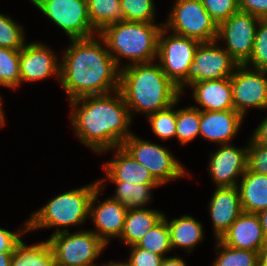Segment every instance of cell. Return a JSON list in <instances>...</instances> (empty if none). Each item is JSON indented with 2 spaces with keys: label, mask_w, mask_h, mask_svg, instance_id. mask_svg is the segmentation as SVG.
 I'll return each instance as SVG.
<instances>
[{
  "label": "cell",
  "mask_w": 267,
  "mask_h": 266,
  "mask_svg": "<svg viewBox=\"0 0 267 266\" xmlns=\"http://www.w3.org/2000/svg\"><path fill=\"white\" fill-rule=\"evenodd\" d=\"M92 27L99 33L106 26L123 21L120 0H87Z\"/></svg>",
  "instance_id": "obj_27"
},
{
  "label": "cell",
  "mask_w": 267,
  "mask_h": 266,
  "mask_svg": "<svg viewBox=\"0 0 267 266\" xmlns=\"http://www.w3.org/2000/svg\"><path fill=\"white\" fill-rule=\"evenodd\" d=\"M114 184L115 191L110 197L130 209L147 208L152 201L153 189L162 187L160 184H139L127 181H109Z\"/></svg>",
  "instance_id": "obj_25"
},
{
  "label": "cell",
  "mask_w": 267,
  "mask_h": 266,
  "mask_svg": "<svg viewBox=\"0 0 267 266\" xmlns=\"http://www.w3.org/2000/svg\"><path fill=\"white\" fill-rule=\"evenodd\" d=\"M52 266H61V265H58V264H56V263L54 262V264H53Z\"/></svg>",
  "instance_id": "obj_48"
},
{
  "label": "cell",
  "mask_w": 267,
  "mask_h": 266,
  "mask_svg": "<svg viewBox=\"0 0 267 266\" xmlns=\"http://www.w3.org/2000/svg\"><path fill=\"white\" fill-rule=\"evenodd\" d=\"M135 160L146 167L153 178L164 186L168 182L176 181L192 174L171 150L166 146L151 140L141 139L134 132L121 145Z\"/></svg>",
  "instance_id": "obj_6"
},
{
  "label": "cell",
  "mask_w": 267,
  "mask_h": 266,
  "mask_svg": "<svg viewBox=\"0 0 267 266\" xmlns=\"http://www.w3.org/2000/svg\"><path fill=\"white\" fill-rule=\"evenodd\" d=\"M201 2L217 25L239 10L238 0H201Z\"/></svg>",
  "instance_id": "obj_36"
},
{
  "label": "cell",
  "mask_w": 267,
  "mask_h": 266,
  "mask_svg": "<svg viewBox=\"0 0 267 266\" xmlns=\"http://www.w3.org/2000/svg\"><path fill=\"white\" fill-rule=\"evenodd\" d=\"M43 42L25 43L20 50V86L55 77L60 83L61 59Z\"/></svg>",
  "instance_id": "obj_14"
},
{
  "label": "cell",
  "mask_w": 267,
  "mask_h": 266,
  "mask_svg": "<svg viewBox=\"0 0 267 266\" xmlns=\"http://www.w3.org/2000/svg\"><path fill=\"white\" fill-rule=\"evenodd\" d=\"M163 22L145 23L123 20L106 26L98 34L120 69L157 60L158 39ZM123 57V58H122ZM126 63H122V59Z\"/></svg>",
  "instance_id": "obj_4"
},
{
  "label": "cell",
  "mask_w": 267,
  "mask_h": 266,
  "mask_svg": "<svg viewBox=\"0 0 267 266\" xmlns=\"http://www.w3.org/2000/svg\"><path fill=\"white\" fill-rule=\"evenodd\" d=\"M69 39L89 38L96 34L92 27L87 0H29Z\"/></svg>",
  "instance_id": "obj_9"
},
{
  "label": "cell",
  "mask_w": 267,
  "mask_h": 266,
  "mask_svg": "<svg viewBox=\"0 0 267 266\" xmlns=\"http://www.w3.org/2000/svg\"><path fill=\"white\" fill-rule=\"evenodd\" d=\"M13 253H0V266H10Z\"/></svg>",
  "instance_id": "obj_45"
},
{
  "label": "cell",
  "mask_w": 267,
  "mask_h": 266,
  "mask_svg": "<svg viewBox=\"0 0 267 266\" xmlns=\"http://www.w3.org/2000/svg\"><path fill=\"white\" fill-rule=\"evenodd\" d=\"M208 212L215 240H220L243 212L237 186L215 187L209 201Z\"/></svg>",
  "instance_id": "obj_18"
},
{
  "label": "cell",
  "mask_w": 267,
  "mask_h": 266,
  "mask_svg": "<svg viewBox=\"0 0 267 266\" xmlns=\"http://www.w3.org/2000/svg\"><path fill=\"white\" fill-rule=\"evenodd\" d=\"M257 216L262 226L265 239L267 240V209L262 210L259 213H257Z\"/></svg>",
  "instance_id": "obj_43"
},
{
  "label": "cell",
  "mask_w": 267,
  "mask_h": 266,
  "mask_svg": "<svg viewBox=\"0 0 267 266\" xmlns=\"http://www.w3.org/2000/svg\"><path fill=\"white\" fill-rule=\"evenodd\" d=\"M234 110L244 118L248 109L267 110V71L239 65L230 77ZM248 110V111H247Z\"/></svg>",
  "instance_id": "obj_13"
},
{
  "label": "cell",
  "mask_w": 267,
  "mask_h": 266,
  "mask_svg": "<svg viewBox=\"0 0 267 266\" xmlns=\"http://www.w3.org/2000/svg\"><path fill=\"white\" fill-rule=\"evenodd\" d=\"M165 214L163 218L168 224L172 251L181 248L185 253L193 252L206 237L202 223L188 214L169 220Z\"/></svg>",
  "instance_id": "obj_22"
},
{
  "label": "cell",
  "mask_w": 267,
  "mask_h": 266,
  "mask_svg": "<svg viewBox=\"0 0 267 266\" xmlns=\"http://www.w3.org/2000/svg\"><path fill=\"white\" fill-rule=\"evenodd\" d=\"M161 266H187V263L182 257L175 254L174 256L164 257Z\"/></svg>",
  "instance_id": "obj_42"
},
{
  "label": "cell",
  "mask_w": 267,
  "mask_h": 266,
  "mask_svg": "<svg viewBox=\"0 0 267 266\" xmlns=\"http://www.w3.org/2000/svg\"><path fill=\"white\" fill-rule=\"evenodd\" d=\"M259 20L252 14L238 10L218 25L216 41H221L222 47L239 65H244L252 55Z\"/></svg>",
  "instance_id": "obj_12"
},
{
  "label": "cell",
  "mask_w": 267,
  "mask_h": 266,
  "mask_svg": "<svg viewBox=\"0 0 267 266\" xmlns=\"http://www.w3.org/2000/svg\"><path fill=\"white\" fill-rule=\"evenodd\" d=\"M121 92L132 119L135 113L145 118L177 102L182 93L165 75L157 61L129 65L120 71Z\"/></svg>",
  "instance_id": "obj_3"
},
{
  "label": "cell",
  "mask_w": 267,
  "mask_h": 266,
  "mask_svg": "<svg viewBox=\"0 0 267 266\" xmlns=\"http://www.w3.org/2000/svg\"><path fill=\"white\" fill-rule=\"evenodd\" d=\"M259 218L255 213L242 212L220 241L226 246L259 252L265 242Z\"/></svg>",
  "instance_id": "obj_21"
},
{
  "label": "cell",
  "mask_w": 267,
  "mask_h": 266,
  "mask_svg": "<svg viewBox=\"0 0 267 266\" xmlns=\"http://www.w3.org/2000/svg\"><path fill=\"white\" fill-rule=\"evenodd\" d=\"M259 266H267V240L262 244L259 251Z\"/></svg>",
  "instance_id": "obj_44"
},
{
  "label": "cell",
  "mask_w": 267,
  "mask_h": 266,
  "mask_svg": "<svg viewBox=\"0 0 267 266\" xmlns=\"http://www.w3.org/2000/svg\"><path fill=\"white\" fill-rule=\"evenodd\" d=\"M163 27L169 32L200 42L217 39L218 25L206 11L201 0H174Z\"/></svg>",
  "instance_id": "obj_8"
},
{
  "label": "cell",
  "mask_w": 267,
  "mask_h": 266,
  "mask_svg": "<svg viewBox=\"0 0 267 266\" xmlns=\"http://www.w3.org/2000/svg\"><path fill=\"white\" fill-rule=\"evenodd\" d=\"M153 0H120L123 20L155 23L156 4Z\"/></svg>",
  "instance_id": "obj_34"
},
{
  "label": "cell",
  "mask_w": 267,
  "mask_h": 266,
  "mask_svg": "<svg viewBox=\"0 0 267 266\" xmlns=\"http://www.w3.org/2000/svg\"><path fill=\"white\" fill-rule=\"evenodd\" d=\"M103 266H132L130 263H128L127 262V260L126 261H114V260H109V262L108 263H104V265Z\"/></svg>",
  "instance_id": "obj_47"
},
{
  "label": "cell",
  "mask_w": 267,
  "mask_h": 266,
  "mask_svg": "<svg viewBox=\"0 0 267 266\" xmlns=\"http://www.w3.org/2000/svg\"><path fill=\"white\" fill-rule=\"evenodd\" d=\"M162 28L158 39L157 62L165 75L178 86L185 78L201 43Z\"/></svg>",
  "instance_id": "obj_11"
},
{
  "label": "cell",
  "mask_w": 267,
  "mask_h": 266,
  "mask_svg": "<svg viewBox=\"0 0 267 266\" xmlns=\"http://www.w3.org/2000/svg\"><path fill=\"white\" fill-rule=\"evenodd\" d=\"M28 233V219L24 221L22 227L16 231H10L0 227V253H13L16 245L22 240L24 234Z\"/></svg>",
  "instance_id": "obj_38"
},
{
  "label": "cell",
  "mask_w": 267,
  "mask_h": 266,
  "mask_svg": "<svg viewBox=\"0 0 267 266\" xmlns=\"http://www.w3.org/2000/svg\"><path fill=\"white\" fill-rule=\"evenodd\" d=\"M247 168L257 174L267 175V146L254 144L248 139Z\"/></svg>",
  "instance_id": "obj_37"
},
{
  "label": "cell",
  "mask_w": 267,
  "mask_h": 266,
  "mask_svg": "<svg viewBox=\"0 0 267 266\" xmlns=\"http://www.w3.org/2000/svg\"><path fill=\"white\" fill-rule=\"evenodd\" d=\"M215 252L218 253L212 266H259V252L235 249L215 240Z\"/></svg>",
  "instance_id": "obj_29"
},
{
  "label": "cell",
  "mask_w": 267,
  "mask_h": 266,
  "mask_svg": "<svg viewBox=\"0 0 267 266\" xmlns=\"http://www.w3.org/2000/svg\"><path fill=\"white\" fill-rule=\"evenodd\" d=\"M143 250L167 257L172 252L168 224L163 218L155 227L147 232L144 237L135 245Z\"/></svg>",
  "instance_id": "obj_30"
},
{
  "label": "cell",
  "mask_w": 267,
  "mask_h": 266,
  "mask_svg": "<svg viewBox=\"0 0 267 266\" xmlns=\"http://www.w3.org/2000/svg\"><path fill=\"white\" fill-rule=\"evenodd\" d=\"M239 66L237 61L219 44L218 41L201 42L189 66L186 78L177 86L183 94L190 84L230 78Z\"/></svg>",
  "instance_id": "obj_10"
},
{
  "label": "cell",
  "mask_w": 267,
  "mask_h": 266,
  "mask_svg": "<svg viewBox=\"0 0 267 266\" xmlns=\"http://www.w3.org/2000/svg\"><path fill=\"white\" fill-rule=\"evenodd\" d=\"M237 188L243 212L257 214L267 209V175L257 174L247 168Z\"/></svg>",
  "instance_id": "obj_24"
},
{
  "label": "cell",
  "mask_w": 267,
  "mask_h": 266,
  "mask_svg": "<svg viewBox=\"0 0 267 266\" xmlns=\"http://www.w3.org/2000/svg\"><path fill=\"white\" fill-rule=\"evenodd\" d=\"M113 151V159L102 164L105 177L98 180L99 186L104 190L106 181H127L139 184H159L149 170L135 160L122 146L105 150L101 154Z\"/></svg>",
  "instance_id": "obj_17"
},
{
  "label": "cell",
  "mask_w": 267,
  "mask_h": 266,
  "mask_svg": "<svg viewBox=\"0 0 267 266\" xmlns=\"http://www.w3.org/2000/svg\"><path fill=\"white\" fill-rule=\"evenodd\" d=\"M176 108V139L182 146L193 142L199 137L200 109L193 106Z\"/></svg>",
  "instance_id": "obj_28"
},
{
  "label": "cell",
  "mask_w": 267,
  "mask_h": 266,
  "mask_svg": "<svg viewBox=\"0 0 267 266\" xmlns=\"http://www.w3.org/2000/svg\"><path fill=\"white\" fill-rule=\"evenodd\" d=\"M164 217V212L153 208H128L123 232L118 238L129 247L136 245L144 235L155 227Z\"/></svg>",
  "instance_id": "obj_23"
},
{
  "label": "cell",
  "mask_w": 267,
  "mask_h": 266,
  "mask_svg": "<svg viewBox=\"0 0 267 266\" xmlns=\"http://www.w3.org/2000/svg\"><path fill=\"white\" fill-rule=\"evenodd\" d=\"M244 147L217 145L209 154L208 173L216 187L237 186L247 170L248 143Z\"/></svg>",
  "instance_id": "obj_15"
},
{
  "label": "cell",
  "mask_w": 267,
  "mask_h": 266,
  "mask_svg": "<svg viewBox=\"0 0 267 266\" xmlns=\"http://www.w3.org/2000/svg\"><path fill=\"white\" fill-rule=\"evenodd\" d=\"M192 98L201 111H226L234 109L230 78L205 80L190 84ZM200 106V107H199Z\"/></svg>",
  "instance_id": "obj_20"
},
{
  "label": "cell",
  "mask_w": 267,
  "mask_h": 266,
  "mask_svg": "<svg viewBox=\"0 0 267 266\" xmlns=\"http://www.w3.org/2000/svg\"><path fill=\"white\" fill-rule=\"evenodd\" d=\"M20 50L0 47V86L12 90L20 87Z\"/></svg>",
  "instance_id": "obj_32"
},
{
  "label": "cell",
  "mask_w": 267,
  "mask_h": 266,
  "mask_svg": "<svg viewBox=\"0 0 267 266\" xmlns=\"http://www.w3.org/2000/svg\"><path fill=\"white\" fill-rule=\"evenodd\" d=\"M54 262L47 239L30 245L21 240L14 249L10 266H52Z\"/></svg>",
  "instance_id": "obj_26"
},
{
  "label": "cell",
  "mask_w": 267,
  "mask_h": 266,
  "mask_svg": "<svg viewBox=\"0 0 267 266\" xmlns=\"http://www.w3.org/2000/svg\"><path fill=\"white\" fill-rule=\"evenodd\" d=\"M25 28L11 16L0 12V47L21 50L26 41Z\"/></svg>",
  "instance_id": "obj_33"
},
{
  "label": "cell",
  "mask_w": 267,
  "mask_h": 266,
  "mask_svg": "<svg viewBox=\"0 0 267 266\" xmlns=\"http://www.w3.org/2000/svg\"><path fill=\"white\" fill-rule=\"evenodd\" d=\"M60 64V87L68 101L119 89L121 69L111 57L104 39H69Z\"/></svg>",
  "instance_id": "obj_1"
},
{
  "label": "cell",
  "mask_w": 267,
  "mask_h": 266,
  "mask_svg": "<svg viewBox=\"0 0 267 266\" xmlns=\"http://www.w3.org/2000/svg\"><path fill=\"white\" fill-rule=\"evenodd\" d=\"M3 98L2 96L0 95V128L4 127L6 125V114L4 113V110H3ZM1 130V129H0Z\"/></svg>",
  "instance_id": "obj_46"
},
{
  "label": "cell",
  "mask_w": 267,
  "mask_h": 266,
  "mask_svg": "<svg viewBox=\"0 0 267 266\" xmlns=\"http://www.w3.org/2000/svg\"><path fill=\"white\" fill-rule=\"evenodd\" d=\"M244 117L234 109L201 111L199 137L216 145L232 144L237 137Z\"/></svg>",
  "instance_id": "obj_19"
},
{
  "label": "cell",
  "mask_w": 267,
  "mask_h": 266,
  "mask_svg": "<svg viewBox=\"0 0 267 266\" xmlns=\"http://www.w3.org/2000/svg\"><path fill=\"white\" fill-rule=\"evenodd\" d=\"M127 262L132 266H161L163 256L143 250L135 245L129 246Z\"/></svg>",
  "instance_id": "obj_39"
},
{
  "label": "cell",
  "mask_w": 267,
  "mask_h": 266,
  "mask_svg": "<svg viewBox=\"0 0 267 266\" xmlns=\"http://www.w3.org/2000/svg\"><path fill=\"white\" fill-rule=\"evenodd\" d=\"M102 191L104 190L98 186L92 195L89 219L95 227L92 231L108 246L113 238L121 236L128 208L111 197L100 201L99 196L103 194Z\"/></svg>",
  "instance_id": "obj_16"
},
{
  "label": "cell",
  "mask_w": 267,
  "mask_h": 266,
  "mask_svg": "<svg viewBox=\"0 0 267 266\" xmlns=\"http://www.w3.org/2000/svg\"><path fill=\"white\" fill-rule=\"evenodd\" d=\"M98 180L55 195L35 210L28 219V233L55 228L52 234L69 231V227L82 226L89 220V205Z\"/></svg>",
  "instance_id": "obj_5"
},
{
  "label": "cell",
  "mask_w": 267,
  "mask_h": 266,
  "mask_svg": "<svg viewBox=\"0 0 267 266\" xmlns=\"http://www.w3.org/2000/svg\"><path fill=\"white\" fill-rule=\"evenodd\" d=\"M249 139L254 144L267 146V116L260 121Z\"/></svg>",
  "instance_id": "obj_41"
},
{
  "label": "cell",
  "mask_w": 267,
  "mask_h": 266,
  "mask_svg": "<svg viewBox=\"0 0 267 266\" xmlns=\"http://www.w3.org/2000/svg\"><path fill=\"white\" fill-rule=\"evenodd\" d=\"M181 99L182 97L170 107L146 117L152 132L162 141L176 139V107Z\"/></svg>",
  "instance_id": "obj_31"
},
{
  "label": "cell",
  "mask_w": 267,
  "mask_h": 266,
  "mask_svg": "<svg viewBox=\"0 0 267 266\" xmlns=\"http://www.w3.org/2000/svg\"><path fill=\"white\" fill-rule=\"evenodd\" d=\"M47 241L55 263L61 266H98L96 260L109 247L92 229L52 234Z\"/></svg>",
  "instance_id": "obj_7"
},
{
  "label": "cell",
  "mask_w": 267,
  "mask_h": 266,
  "mask_svg": "<svg viewBox=\"0 0 267 266\" xmlns=\"http://www.w3.org/2000/svg\"><path fill=\"white\" fill-rule=\"evenodd\" d=\"M244 65L255 70L267 71V19L259 20L252 55Z\"/></svg>",
  "instance_id": "obj_35"
},
{
  "label": "cell",
  "mask_w": 267,
  "mask_h": 266,
  "mask_svg": "<svg viewBox=\"0 0 267 266\" xmlns=\"http://www.w3.org/2000/svg\"><path fill=\"white\" fill-rule=\"evenodd\" d=\"M68 103L71 107L69 121L75 136L98 155L121 146L133 133L132 117L119 89Z\"/></svg>",
  "instance_id": "obj_2"
},
{
  "label": "cell",
  "mask_w": 267,
  "mask_h": 266,
  "mask_svg": "<svg viewBox=\"0 0 267 266\" xmlns=\"http://www.w3.org/2000/svg\"><path fill=\"white\" fill-rule=\"evenodd\" d=\"M239 10L267 19V0H238Z\"/></svg>",
  "instance_id": "obj_40"
}]
</instances>
